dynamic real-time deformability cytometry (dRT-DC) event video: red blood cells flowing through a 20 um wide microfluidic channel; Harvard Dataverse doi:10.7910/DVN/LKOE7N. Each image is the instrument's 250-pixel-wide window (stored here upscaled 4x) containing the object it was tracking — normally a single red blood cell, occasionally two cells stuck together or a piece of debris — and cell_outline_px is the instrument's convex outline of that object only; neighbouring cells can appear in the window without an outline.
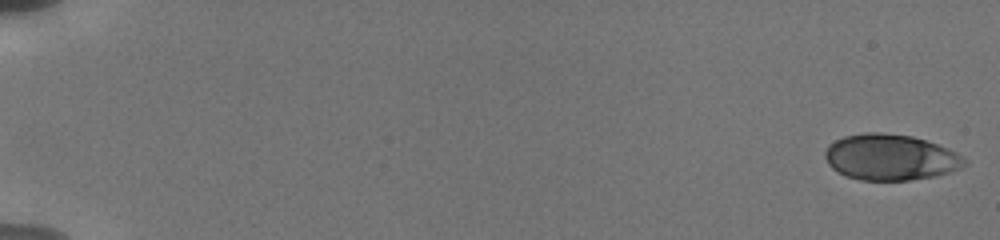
{"species": "human", "species_latin": "Homo sapiens", "temperature_condition": "cold", "stored_images_in_passage": 15, "camera_frame_rate_fps": 3000, "um_per_image_px": 0.085, "donor": {"sex": "male"}, "frame": {"image": 1, "passage_image": 1, "time_ms": 0.0, "image_size_px": [1000, 240], "cell_outline_px": [[968, 164], [948, 172], [936, 176], [908, 180], [860, 180], [844, 176], [832, 168], [828, 164], [824, 156], [824, 152], [828, 144], [844, 136], [864, 132], [880, 132], [912, 136], [936, 144], [956, 152], [968, 160]], "centroid_in_image_um": [75.65, 13.37], "position_along_channel_um": 9.3, "area_um2": 37.45}}
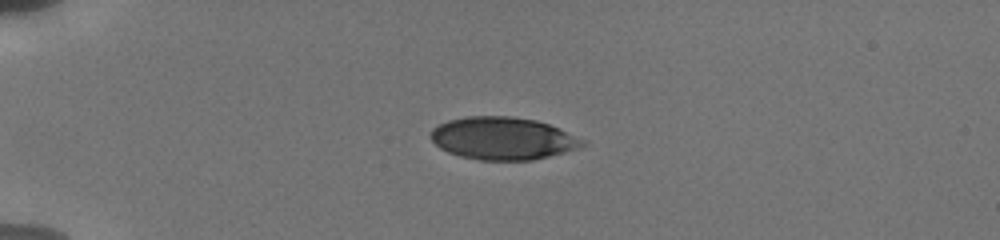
{"frame": {"image": 2, "passage_image": 11, "time_ms": 4.667, "image_size_px": [1000, 240], "cell_outline_px": [[588, 144], [580, 148], [532, 160], [480, 160], [460, 156], [448, 152], [440, 148], [432, 140], [432, 128], [448, 120], [468, 116], [512, 116], [536, 120], [560, 128], [588, 140]], "centroid_in_image_um": [42.81, 11.76], "position_along_channel_um": 42.2, "area_um2": 37.8}}
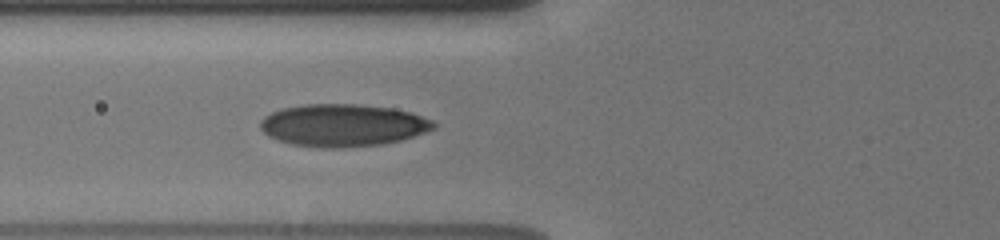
{"frame": {"image": 3, "passage_image": 15, "time_ms": 7.333, "image_size_px": [1000, 240], "cell_outline_px": [[436, 128], [400, 140], [380, 144], [336, 148], [324, 148], [292, 144], [276, 140], [268, 136], [260, 128], [260, 120], [264, 116], [280, 108], [304, 104], [356, 104], [392, 108], [412, 112], [432, 120], [436, 124]], "centroid_in_image_um": [29.11, 10.64], "position_along_channel_um": 96.7, "area_um2": 42.83}}